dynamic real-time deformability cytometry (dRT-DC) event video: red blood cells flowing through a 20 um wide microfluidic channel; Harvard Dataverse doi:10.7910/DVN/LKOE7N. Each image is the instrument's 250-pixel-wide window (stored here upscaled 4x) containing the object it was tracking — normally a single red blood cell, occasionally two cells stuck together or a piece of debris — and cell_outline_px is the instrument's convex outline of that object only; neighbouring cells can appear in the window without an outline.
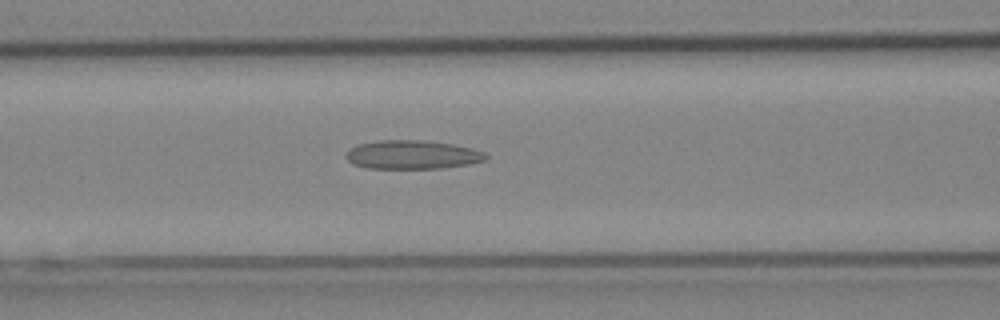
{"species": "Egyptian fruit bat (a non-hibernating species)", "species_latin": "Rousettus aegyptiacus", "temperature_condition": "cold", "stored_images_in_passage": 37, "camera_frame_rate_fps": 3000, "um_per_image_px": 0.085, "animal": {"sex": "female"}, "frame": {"image": 1, "passage_image": 7, "time_ms": 2.0, "image_size_px": [1000, 320], "cell_outline_px": [[488, 156], [484, 160], [468, 164], [440, 168], [368, 168], [352, 164], [348, 160], [348, 152], [356, 144], [380, 140], [424, 140], [452, 144], [472, 148], [484, 152]], "centroid_in_image_um": [35.05, 13.14], "position_along_channel_um": 131.5, "area_um2": 23.18}}
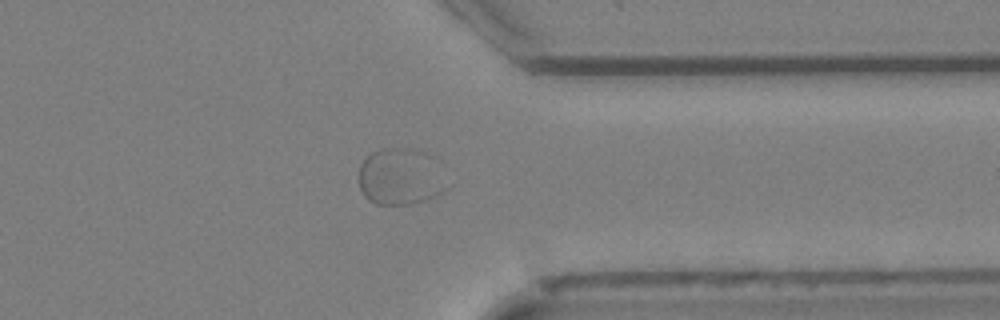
{"frame": {"image": 2, "passage_image": 26, "time_ms": 8.333, "image_size_px": [1000, 320], "cell_outline_px": [[444, 188], [440, 192], [424, 200], [408, 204], [376, 204], [368, 200], [364, 196], [360, 188], [360, 164], [364, 156], [380, 148], [412, 148], [428, 152], [436, 156], [440, 160]], "centroid_in_image_um": [34.02, 14.96], "position_along_channel_um": 377.4, "area_um2": 29.36}}
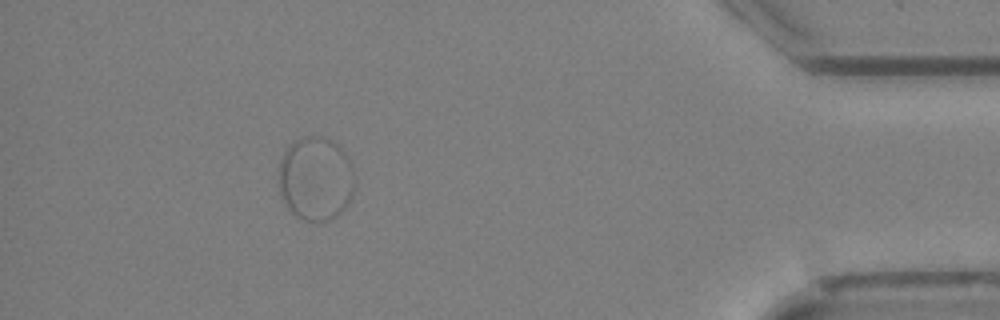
{"frame": {"image": 3, "passage_image": 32, "time_ms": 10.333, "image_size_px": [1000, 320], "cell_outline_px": [[356, 184], [352, 196], [344, 208], [336, 216], [328, 220], [304, 220], [296, 216], [288, 208], [280, 192], [276, 180], [276, 168], [280, 156], [300, 136], [324, 136], [332, 140], [344, 152], [352, 164], [356, 176]], "centroid_in_image_um": [26.81, 15.15], "position_along_channel_um": 408.4, "area_um2": 37.92}}